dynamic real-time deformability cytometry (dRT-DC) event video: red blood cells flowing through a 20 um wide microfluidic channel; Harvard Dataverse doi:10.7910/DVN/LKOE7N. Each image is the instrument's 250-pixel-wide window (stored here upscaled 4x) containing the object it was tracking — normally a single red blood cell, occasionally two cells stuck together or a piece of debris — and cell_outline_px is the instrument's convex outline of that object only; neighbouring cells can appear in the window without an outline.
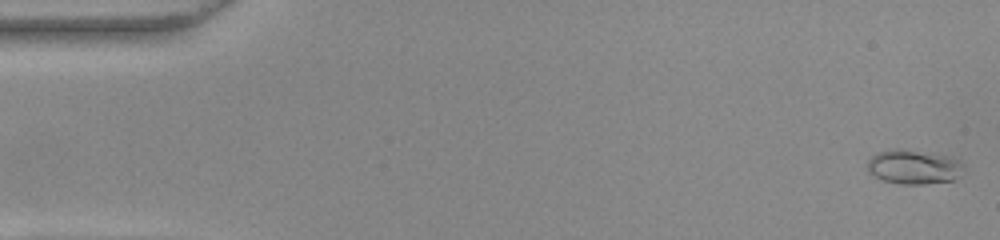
{"species": "common noctule bat (a hibernating species)", "species_latin": "Nyctalus noctula", "temperature_condition": "warm", "stored_images_in_passage": 54, "camera_frame_rate_fps": 3000, "um_per_image_px": 0.085, "animal": {"sex": "female", "body_mass_g": 22.0, "forearm_length_mm": 56.7}, "frame": {"image": 1, "passage_image": 2, "time_ms": 0.333, "image_size_px": [1000, 240], "cell_outline_px": [[964, 164], [956, 176], [952, 180], [924, 184], [900, 184], [880, 180], [868, 172], [868, 160], [876, 152], [892, 148], [944, 156], [956, 160]], "centroid_in_image_um": [77.55, 14.21], "position_along_channel_um": 7.4, "area_um2": 18.73}}
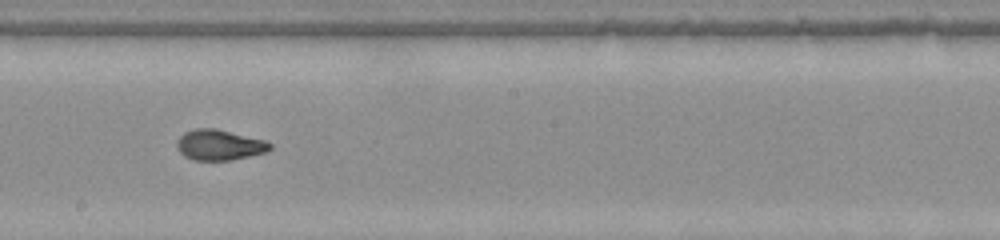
{"frame": {"image": 2, "passage_image": 30, "time_ms": 9.667, "image_size_px": [1000, 240], "cell_outline_px": [[272, 148], [264, 152], [232, 160], [192, 160], [184, 156], [176, 148], [176, 140], [184, 132], [196, 128], [216, 128], [264, 140], [272, 144]], "centroid_in_image_um": [18.6, 12.31], "position_along_channel_um": 229.6, "area_um2": 16.59}}
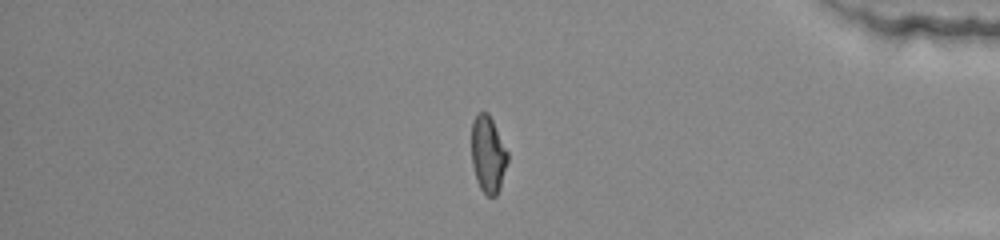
{"frame": {"image": 3, "passage_image": 45, "time_ms": 14.667, "image_size_px": [1000, 240], "cell_outline_px": [[508, 160], [500, 188], [496, 196], [488, 196], [480, 188], [476, 180], [472, 164], [472, 120], [480, 112], [488, 112], [508, 152]], "centroid_in_image_um": [41.48, 13.13], "position_along_channel_um": 393.7, "area_um2": 16.07}, "authors_computed_cell_mechanics": {"area_um2": 16.5886, "velocity_mm_per_s": 3.8904, "shape_relaxation_time_tau1_ms": null, "shape_relaxation_time_tau2_ms": 1.0443, "deformation_change_tau1": null, "deformation_change_tau2": 0.0563}}